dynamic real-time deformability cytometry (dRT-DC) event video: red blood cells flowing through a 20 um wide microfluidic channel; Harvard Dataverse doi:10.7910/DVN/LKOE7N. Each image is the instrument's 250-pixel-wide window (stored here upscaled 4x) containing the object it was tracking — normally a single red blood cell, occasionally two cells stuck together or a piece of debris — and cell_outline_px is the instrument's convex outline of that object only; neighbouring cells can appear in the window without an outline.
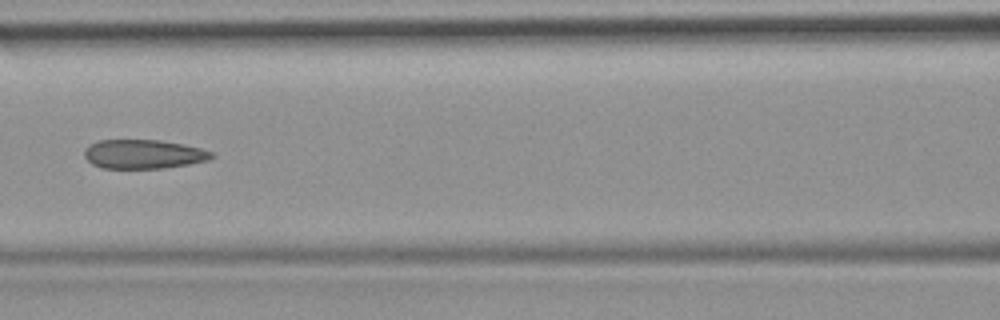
{"species": "common noctule bat (a hibernating species)", "species_latin": "Nyctalus noctula", "temperature_condition": "room temperature", "stored_images_in_passage": 48, "camera_frame_rate_fps": 3000, "um_per_image_px": 0.085, "animal": {"sex": "female", "body_mass_g": 19.9}, "frame": {"image": 1, "passage_image": 21, "time_ms": 6.667, "image_size_px": [1000, 320], "cell_outline_px": [[216, 156], [208, 160], [188, 164], [164, 168], [100, 168], [92, 164], [84, 156], [84, 148], [88, 144], [100, 140], [160, 140], [184, 144], [200, 148], [212, 152]], "centroid_in_image_um": [12.18, 13.1], "position_along_channel_um": 154.4, "area_um2": 21.68}}